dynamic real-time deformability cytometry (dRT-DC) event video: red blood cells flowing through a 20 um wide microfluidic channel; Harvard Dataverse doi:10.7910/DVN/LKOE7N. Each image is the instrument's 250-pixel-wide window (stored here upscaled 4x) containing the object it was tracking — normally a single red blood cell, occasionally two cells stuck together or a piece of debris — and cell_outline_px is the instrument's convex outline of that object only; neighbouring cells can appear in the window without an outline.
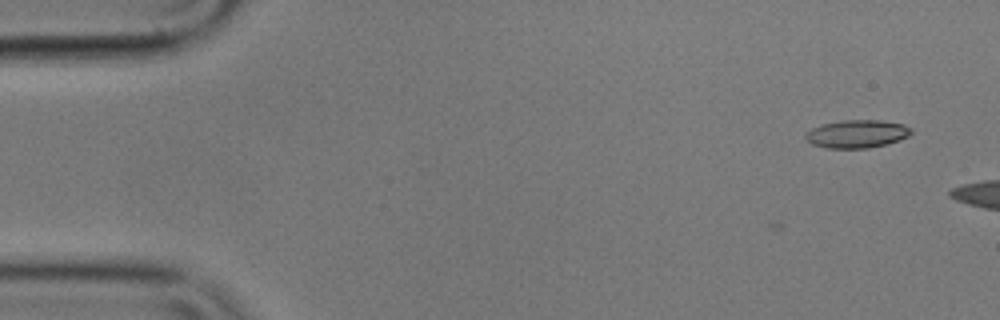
{"species": "common noctule bat (a hibernating species)", "species_latin": "Nyctalus noctula", "temperature_condition": "cold", "stored_images_in_passage": 5, "camera_frame_rate_fps": 3000, "um_per_image_px": 0.085, "animal": {"sex": "male", "body_mass_g": 17.9}, "frame": {"image": 1, "passage_image": 2, "time_ms": 0.333, "image_size_px": [1000, 320], "cell_outline_px": [[912, 132], [908, 136], [900, 140], [888, 144], [868, 148], [828, 148], [812, 144], [804, 136], [812, 128], [820, 124], [840, 120], [880, 120], [904, 124], [912, 128]], "centroid_in_image_um": [72.87, 11.37], "position_along_channel_um": 12.1, "area_um2": 17.34}}